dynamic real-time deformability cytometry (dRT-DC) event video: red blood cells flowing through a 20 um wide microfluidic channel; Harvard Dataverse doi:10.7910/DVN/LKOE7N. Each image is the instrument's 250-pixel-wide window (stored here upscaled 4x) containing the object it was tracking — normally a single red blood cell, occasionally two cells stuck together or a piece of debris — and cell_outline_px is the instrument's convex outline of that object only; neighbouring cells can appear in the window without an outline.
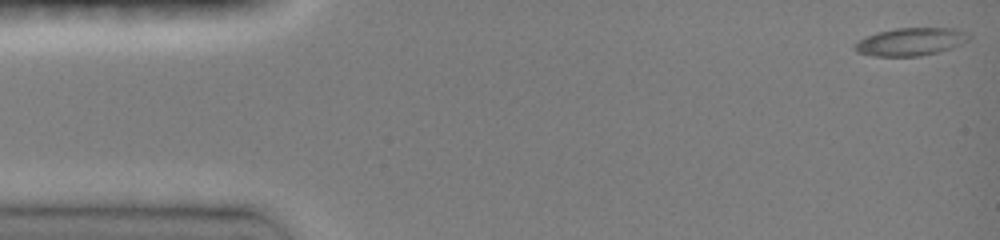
{"species": "common noctule bat (a hibernating species)", "species_latin": "Nyctalus noctula", "temperature_condition": "room temperature", "stored_images_in_passage": 89, "camera_frame_rate_fps": 3000, "um_per_image_px": 0.085, "animal": {"sex": "female", "body_mass_g": 19.0, "forearm_length_mm": 51.5}, "frame": {"image": 1, "passage_image": 1, "time_ms": 0.0, "image_size_px": [1000, 240], "cell_outline_px": [[972, 36], [968, 40], [952, 48], [920, 56], [872, 56], [856, 52], [856, 44], [860, 40], [876, 32], [896, 28], [956, 28], [968, 32]], "centroid_in_image_um": [77.46, 3.54], "position_along_channel_um": 7.5, "area_um2": 18.44}}
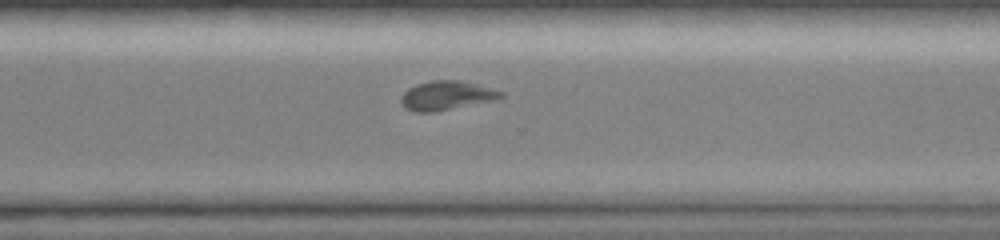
{"frame": {"image": 2, "passage_image": 63, "time_ms": 11.0, "image_size_px": [1000, 240], "cell_outline_px": [[504, 96], [492, 100], [432, 112], [416, 112], [404, 108], [400, 100], [400, 96], [408, 88], [416, 84], [432, 80], [460, 80], [492, 88], [504, 92]], "centroid_in_image_um": [37.9, 8.1], "position_along_channel_um": 332.7, "area_um2": 16.76}}
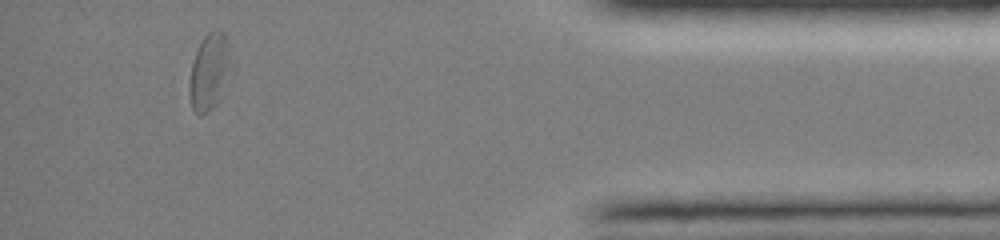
{"frame": {"image": 3, "passage_image": 81, "time_ms": 14.0, "image_size_px": [1000, 240], "cell_outline_px": [[236, 72], [216, 104], [208, 112], [200, 116], [192, 108], [188, 96], [188, 84], [192, 60], [204, 36], [208, 32], [216, 28], [224, 32], [228, 44]], "centroid_in_image_um": [17.87, 6.11], "position_along_channel_um": 417.3, "area_um2": 19.83}, "authors_computed_cell_mechanics": {"area_um2": 16.5308, "velocity_mm_per_s": 4.0348, "shape_relaxation_time_tau1_ms": 4.6087, "shape_relaxation_time_tau2_ms": 6.3295, "deformation_change_tau1": 0.1876, "deformation_change_tau2": 0.1296}}